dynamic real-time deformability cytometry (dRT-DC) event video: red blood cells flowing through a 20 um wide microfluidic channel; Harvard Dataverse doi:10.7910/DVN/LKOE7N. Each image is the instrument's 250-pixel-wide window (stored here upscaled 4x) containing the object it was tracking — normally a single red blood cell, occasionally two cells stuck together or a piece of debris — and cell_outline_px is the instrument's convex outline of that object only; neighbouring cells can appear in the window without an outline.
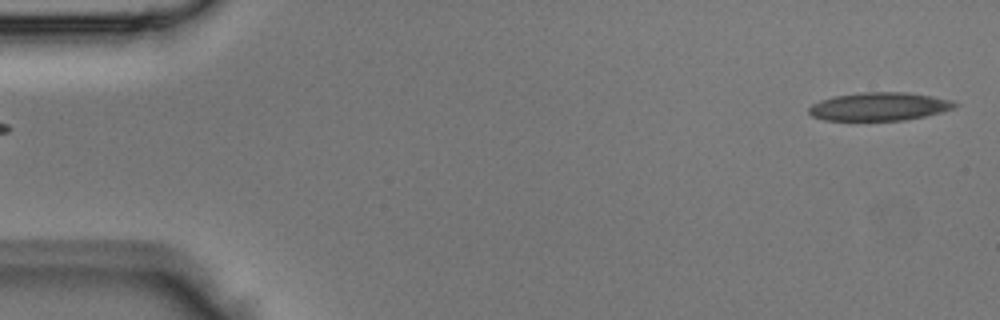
{"species": "Egyptian fruit bat (a non-hibernating species)", "species_latin": "Rousettus aegyptiacus", "temperature_condition": "room temperature", "stored_images_in_passage": 5, "segment_of_instrument_passage": [2, 2], "camera_frame_rate_fps": 3000, "um_per_image_px": 0.085, "animal": {"sex": "male"}, "frame": {"image": 1, "passage_image": 5, "time_ms": 1.333, "image_size_px": [1000, 320], "cell_outline_px": [[960, 104], [956, 108], [924, 116], [904, 120], [824, 120], [812, 116], [808, 112], [808, 108], [812, 104], [820, 100], [836, 96], [860, 92], [904, 92], [932, 96], [952, 100]], "centroid_in_image_um": [74.75, 9.05], "position_along_channel_um": 10.2, "area_um2": 23.99}}